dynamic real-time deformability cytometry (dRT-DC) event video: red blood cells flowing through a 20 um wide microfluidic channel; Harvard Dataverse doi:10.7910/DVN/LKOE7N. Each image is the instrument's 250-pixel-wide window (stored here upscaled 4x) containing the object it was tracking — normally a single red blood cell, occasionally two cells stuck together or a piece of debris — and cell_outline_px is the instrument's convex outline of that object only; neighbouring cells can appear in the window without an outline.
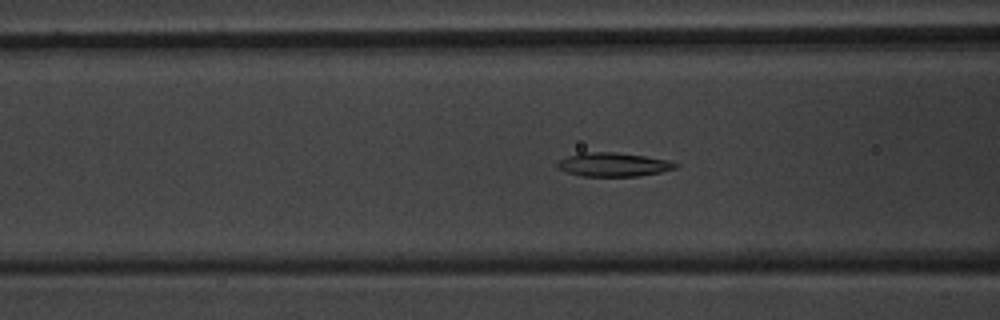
{"species": "common noctule bat (a hibernating species)", "species_latin": "Nyctalus noctula", "temperature_condition": "warm", "stored_images_in_passage": 54, "camera_frame_rate_fps": 3000, "um_per_image_px": 0.085, "animal": {"sex": "male", "body_mass_g": 20.1, "forearm_length_mm": 53.5}, "frame": {"image": 1, "passage_image": 21, "time_ms": 6.667, "image_size_px": [1000, 320], "cell_outline_px": [[680, 164], [676, 168], [660, 172], [636, 176], [580, 176], [568, 172], [560, 168], [556, 164], [560, 160], [568, 156], [580, 152], [616, 152], [644, 156], [668, 160]], "centroid_in_image_um": [52.15, 13.98], "position_along_channel_um": 114.4, "area_um2": 16.24}}
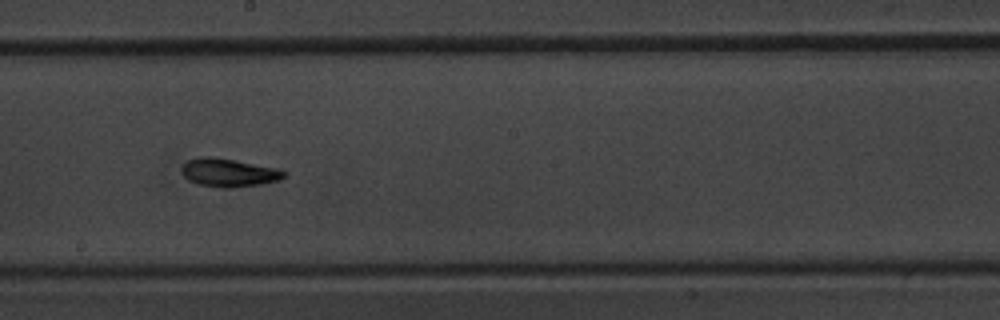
{"frame": {"image": 2, "passage_image": 30, "time_ms": 9.667, "image_size_px": [1000, 320], "cell_outline_px": [[288, 172], [280, 180], [260, 184], [232, 188], [220, 188], [196, 184], [188, 180], [180, 172], [180, 168], [188, 160], [200, 156], [212, 156], [280, 168]], "centroid_in_image_um": [19.43, 14.67], "position_along_channel_um": 228.8, "area_um2": 17.22}}
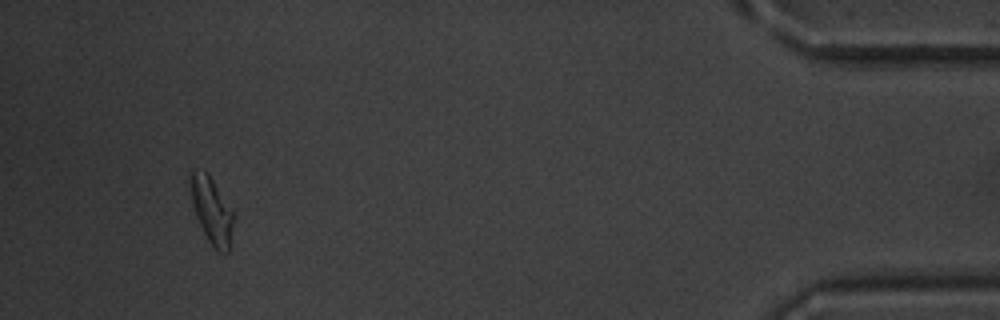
{"frame": {"image": 3, "passage_image": 50, "time_ms": 16.333, "image_size_px": [1000, 320], "cell_outline_px": [[236, 216], [228, 252], [216, 252], [212, 248], [196, 216], [192, 204], [192, 172], [208, 172]], "centroid_in_image_um": [18.07, 17.99], "position_along_channel_um": 417.1, "area_um2": 16.36}}